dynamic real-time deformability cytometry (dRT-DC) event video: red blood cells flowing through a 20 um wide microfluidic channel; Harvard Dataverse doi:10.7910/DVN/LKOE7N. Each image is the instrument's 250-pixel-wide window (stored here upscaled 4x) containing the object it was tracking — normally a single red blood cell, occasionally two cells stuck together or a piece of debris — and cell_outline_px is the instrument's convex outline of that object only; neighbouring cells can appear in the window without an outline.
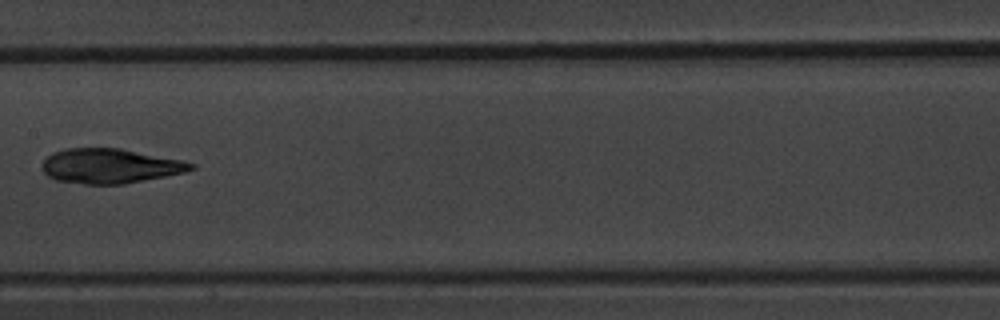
{"species": "common noctule bat (a hibernating species)", "species_latin": "Nyctalus noctula", "temperature_condition": "warm", "stored_images_in_passage": 10, "camera_frame_rate_fps": 3000, "um_per_image_px": 0.085, "animal": {"sex": "male", "body_mass_g": 20.1, "forearm_length_mm": 53.5}, "frame": {"image": 1, "passage_image": 9, "time_ms": 9.667, "image_size_px": [1000, 320], "cell_outline_px": [[196, 168], [184, 172], [124, 184], [84, 184], [56, 180], [48, 176], [40, 168], [40, 164], [52, 152], [64, 148], [120, 148], [184, 160], [196, 164]], "centroid_in_image_um": [9.33, 14.1], "position_along_channel_um": 198.1, "area_um2": 30.29}}
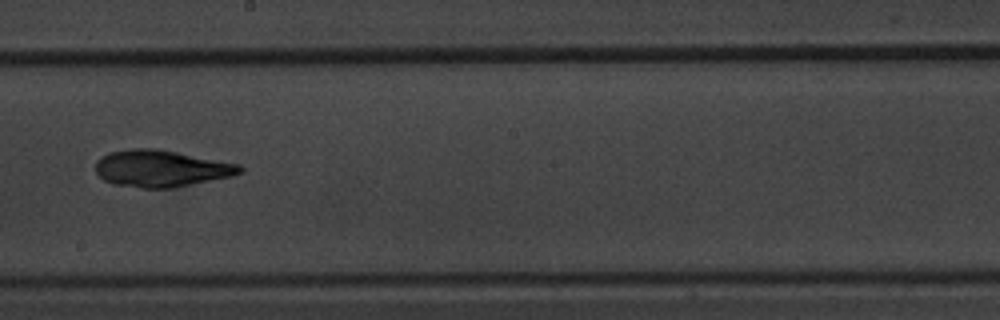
{"frame": {"image": 2, "passage_image": 10, "time_ms": 10.667, "image_size_px": [1000, 320], "cell_outline_px": [[244, 172], [232, 176], [172, 188], [144, 188], [112, 184], [104, 180], [96, 172], [96, 160], [100, 156], [108, 152], [132, 148], [156, 148], [240, 164], [244, 168]], "centroid_in_image_um": [13.69, 14.31], "position_along_channel_um": 234.5, "area_um2": 31.1}}